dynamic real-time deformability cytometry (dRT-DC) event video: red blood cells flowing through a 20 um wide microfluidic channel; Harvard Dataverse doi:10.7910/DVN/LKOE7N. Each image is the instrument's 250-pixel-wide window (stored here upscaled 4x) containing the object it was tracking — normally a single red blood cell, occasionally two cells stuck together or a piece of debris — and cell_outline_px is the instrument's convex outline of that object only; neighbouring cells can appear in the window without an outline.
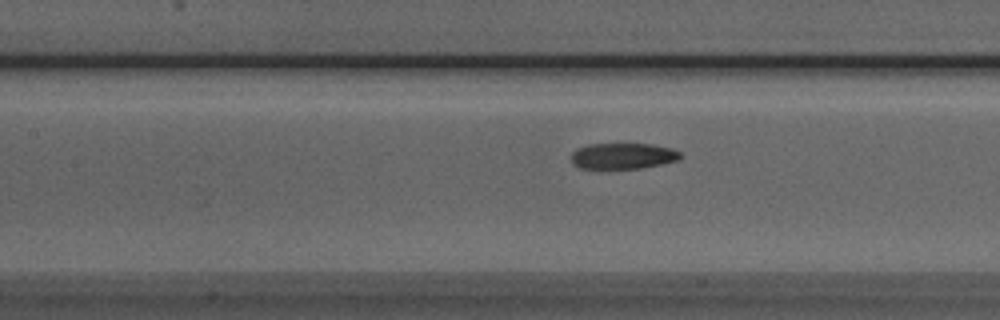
{"species": "Egyptian fruit bat (a non-hibernating species)", "species_latin": "Rousettus aegyptiacus", "temperature_condition": "room temperature", "stored_images_in_passage": 52, "camera_frame_rate_fps": 3000, "um_per_image_px": 0.085, "animal": {"sex": "male"}, "frame": {"image": 1, "passage_image": 23, "time_ms": 7.333, "image_size_px": [1000, 320], "cell_outline_px": [[684, 156], [680, 160], [640, 168], [580, 168], [572, 164], [572, 152], [576, 148], [588, 144], [652, 144], [672, 148], [680, 152]], "centroid_in_image_um": [52.97, 13.25], "position_along_channel_um": 154.4, "area_um2": 16.59}}
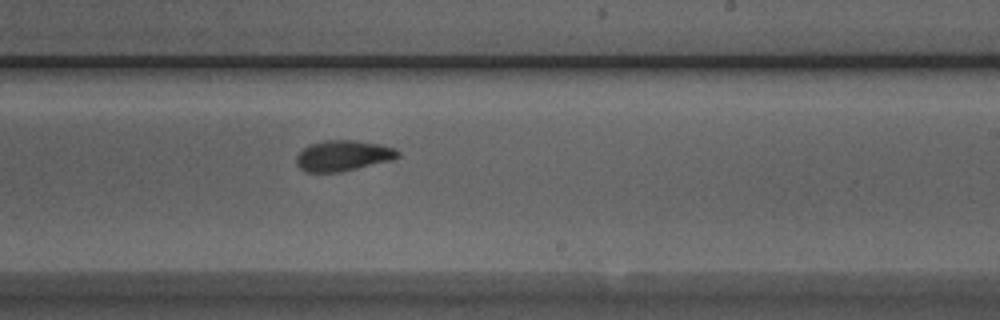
{"frame": {"image": 2, "passage_image": 31, "time_ms": 10.0, "image_size_px": [1000, 320], "cell_outline_px": [[400, 156], [392, 160], [340, 172], [304, 172], [296, 164], [296, 156], [304, 148], [312, 144], [324, 140], [356, 140], [380, 144], [396, 148], [400, 152]], "centroid_in_image_um": [29.18, 13.23], "position_along_channel_um": 259.8, "area_um2": 18.21}}
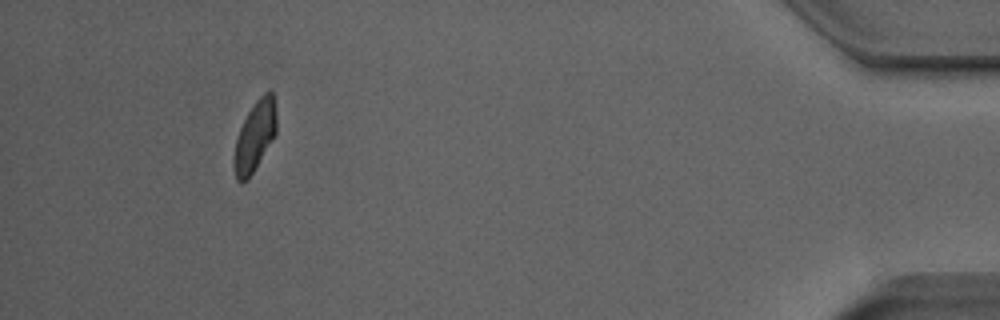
{"frame": {"image": 3, "passage_image": 48, "time_ms": 15.667, "image_size_px": [1000, 320], "cell_outline_px": [[276, 132], [248, 180], [240, 184], [236, 180], [232, 164], [232, 160], [236, 140], [240, 128], [248, 112], [256, 100], [264, 92], [272, 88], [276, 116]], "centroid_in_image_um": [21.63, 11.6], "position_along_channel_um": 413.6, "area_um2": 17.34}, "authors_computed_cell_mechanics": {"area_um2": 17.9758, "velocity_mm_per_s": 3.9615, "shape_relaxation_time_tau1_ms": 4.6698, "shape_relaxation_time_tau2_ms": 2.7865, "deformation_change_tau1": 0.1681, "deformation_change_tau2": 0.0897}}